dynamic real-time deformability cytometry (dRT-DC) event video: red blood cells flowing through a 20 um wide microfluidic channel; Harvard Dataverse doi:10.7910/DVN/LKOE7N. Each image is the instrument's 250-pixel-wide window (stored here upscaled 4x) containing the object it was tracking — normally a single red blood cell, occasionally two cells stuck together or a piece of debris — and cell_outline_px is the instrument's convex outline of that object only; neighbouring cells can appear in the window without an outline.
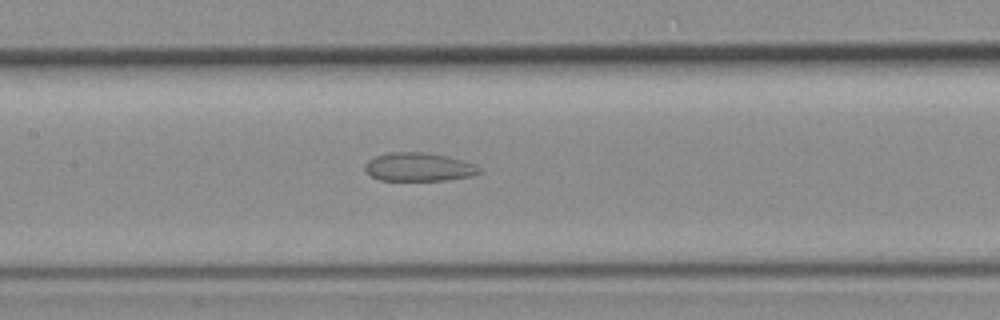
{"species": "common noctule bat (a hibernating species)", "species_latin": "Nyctalus noctula", "temperature_condition": "room temperature", "stored_images_in_passage": 45, "camera_frame_rate_fps": 3000, "um_per_image_px": 0.085, "animal": {"sex": "female", "body_mass_g": 19.3, "forearm_length_mm": 54.1}, "frame": {"image": 1, "passage_image": 21, "time_ms": 6.667, "image_size_px": [1000, 320], "cell_outline_px": [[484, 172], [472, 176], [448, 180], [380, 180], [372, 176], [364, 168], [364, 164], [368, 160], [376, 156], [392, 152], [420, 152], [448, 156], [476, 164]], "centroid_in_image_um": [35.64, 14.2], "position_along_channel_um": 171.8, "area_um2": 19.02}}
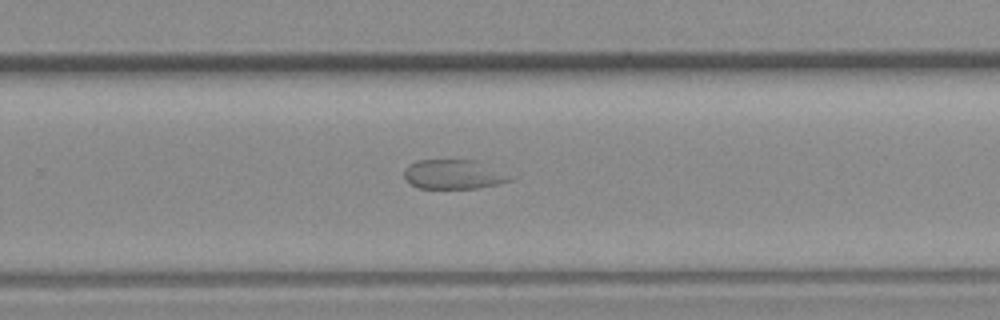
{"frame": {"image": 2, "passage_image": 29, "time_ms": 9.333, "image_size_px": [1000, 320], "cell_outline_px": [[516, 176], [512, 180], [500, 184], [480, 188], [420, 188], [404, 180], [404, 168], [420, 160], [476, 160]], "centroid_in_image_um": [38.63, 14.83], "position_along_channel_um": 291.2, "area_um2": 18.32}}
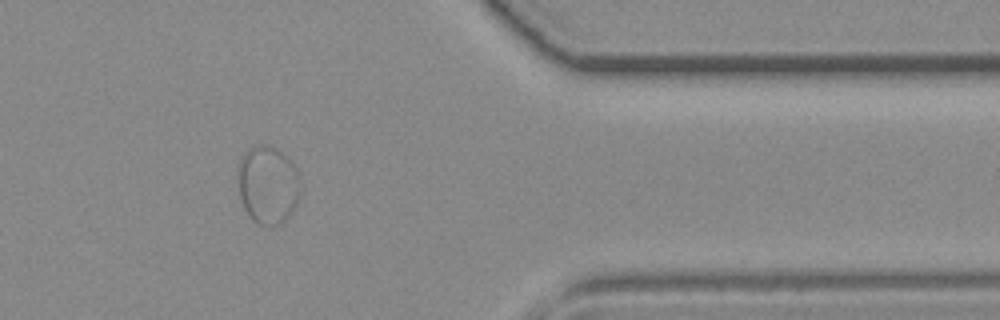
{"frame": {"image": 3, "passage_image": 37, "time_ms": 12.0, "image_size_px": [1000, 320], "cell_outline_px": [[300, 192], [296, 204], [292, 212], [280, 224], [260, 224], [252, 220], [248, 216], [244, 208], [240, 196], [240, 160], [244, 152], [252, 148], [272, 148], [288, 156], [292, 160], [296, 168], [300, 184]], "centroid_in_image_um": [22.81, 15.76], "position_along_channel_um": 388.6, "area_um2": 27.57}}